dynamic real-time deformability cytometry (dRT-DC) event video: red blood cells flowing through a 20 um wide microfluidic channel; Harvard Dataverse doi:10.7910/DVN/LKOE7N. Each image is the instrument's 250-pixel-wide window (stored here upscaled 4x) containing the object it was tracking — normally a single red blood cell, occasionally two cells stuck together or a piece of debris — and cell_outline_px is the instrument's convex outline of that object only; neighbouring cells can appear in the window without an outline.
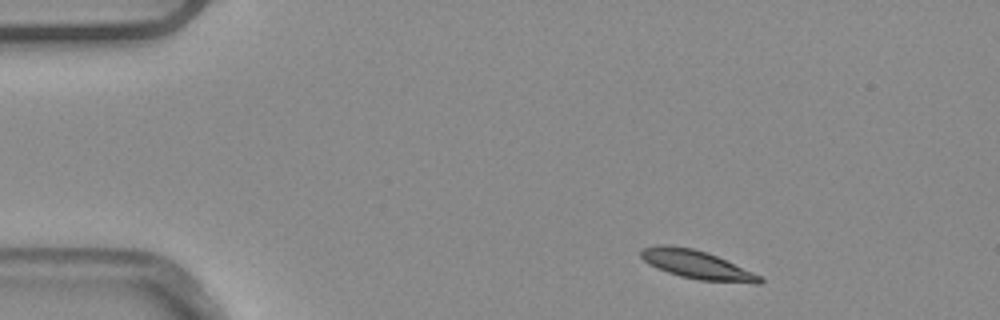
{"species": "common noctule bat (a hibernating species)", "species_latin": "Nyctalus noctula", "temperature_condition": "warm", "stored_images_in_passage": 3, "camera_frame_rate_fps": 3000, "um_per_image_px": 0.085, "animal": {"sex": "male", "body_mass_g": 20.4}, "frame": {"image": 1, "passage_image": 1, "time_ms": 0.0, "image_size_px": [1000, 320], "cell_outline_px": [[764, 284], [752, 284], [700, 280], [680, 276], [656, 268], [648, 264], [640, 256], [640, 248], [660, 244], [668, 244], [692, 248], [708, 252], [764, 276]], "centroid_in_image_um": [59.29, 22.5], "position_along_channel_um": 25.7, "area_um2": 20.29}}